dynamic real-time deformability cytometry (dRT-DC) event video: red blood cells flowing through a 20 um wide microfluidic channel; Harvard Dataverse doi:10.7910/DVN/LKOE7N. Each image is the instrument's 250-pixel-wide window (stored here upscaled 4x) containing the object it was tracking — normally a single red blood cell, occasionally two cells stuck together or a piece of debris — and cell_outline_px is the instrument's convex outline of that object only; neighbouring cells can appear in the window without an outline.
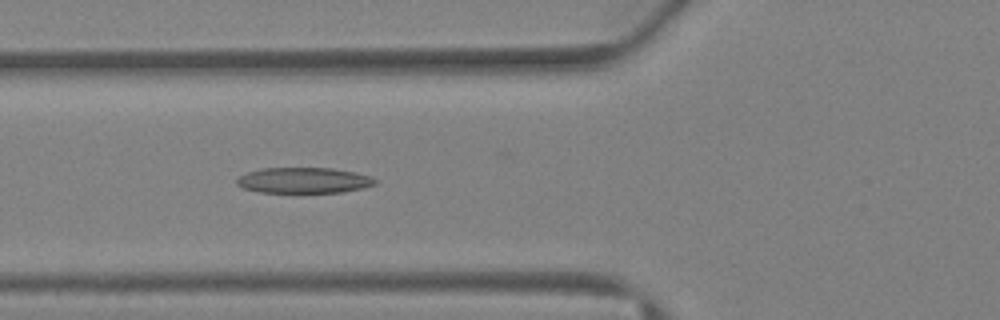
{"species": "Egyptian fruit bat (a non-hibernating species)", "species_latin": "Rousettus aegyptiacus", "temperature_condition": "warm", "stored_images_in_passage": 28, "camera_frame_rate_fps": 3000, "um_per_image_px": 0.085, "animal": {"sex": "female"}, "frame": {"image": 1, "passage_image": 7, "time_ms": 2.0, "image_size_px": [1000, 320], "cell_outline_px": [[376, 184], [364, 188], [344, 192], [300, 196], [260, 192], [240, 188], [236, 184], [236, 180], [240, 176], [248, 172], [260, 168], [332, 168], [356, 172], [372, 176], [376, 180]], "centroid_in_image_um": [25.82, 15.39], "position_along_channel_um": 100.0, "area_um2": 22.08}}
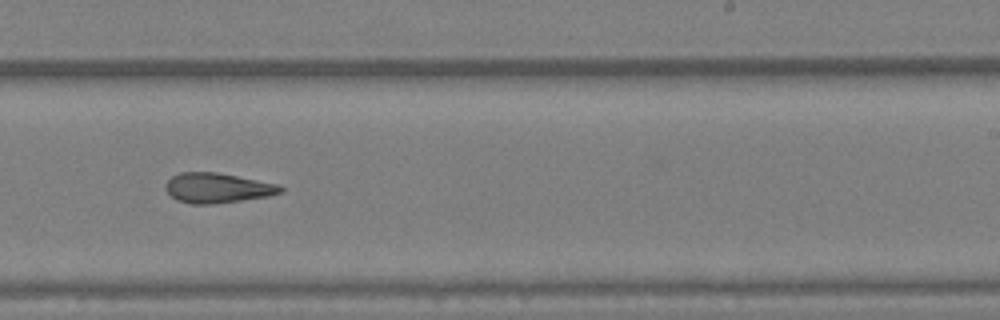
{"frame": {"image": 2, "passage_image": 17, "time_ms": 5.333, "image_size_px": [1000, 320], "cell_outline_px": [[284, 192], [268, 196], [212, 204], [188, 204], [176, 200], [164, 188], [164, 184], [172, 176], [180, 172], [216, 172], [280, 184], [284, 188]], "centroid_in_image_um": [18.48, 15.97], "position_along_channel_um": 270.5, "area_um2": 20.17}}
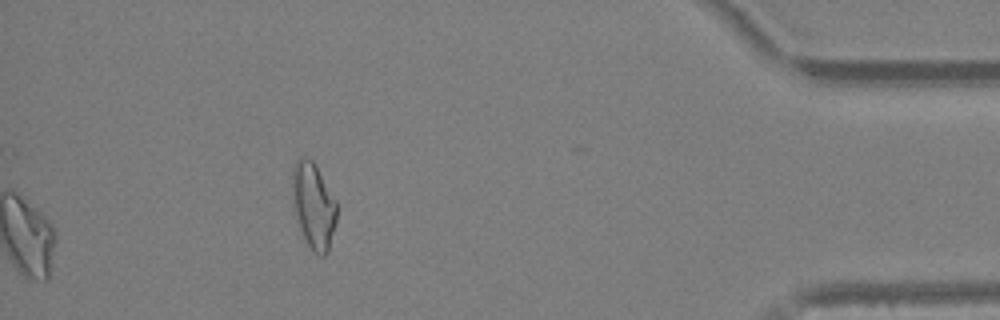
{"frame": {"image": 3, "passage_image": 28, "time_ms": 9.0, "image_size_px": [1000, 320], "cell_outline_px": [[336, 224], [328, 252], [324, 256], [320, 256], [308, 244], [300, 228], [292, 208], [292, 168], [296, 160], [300, 156], [304, 156], [312, 160], [316, 164], [336, 200]], "centroid_in_image_um": [26.63, 17.43], "position_along_channel_um": 408.6, "area_um2": 22.48}}